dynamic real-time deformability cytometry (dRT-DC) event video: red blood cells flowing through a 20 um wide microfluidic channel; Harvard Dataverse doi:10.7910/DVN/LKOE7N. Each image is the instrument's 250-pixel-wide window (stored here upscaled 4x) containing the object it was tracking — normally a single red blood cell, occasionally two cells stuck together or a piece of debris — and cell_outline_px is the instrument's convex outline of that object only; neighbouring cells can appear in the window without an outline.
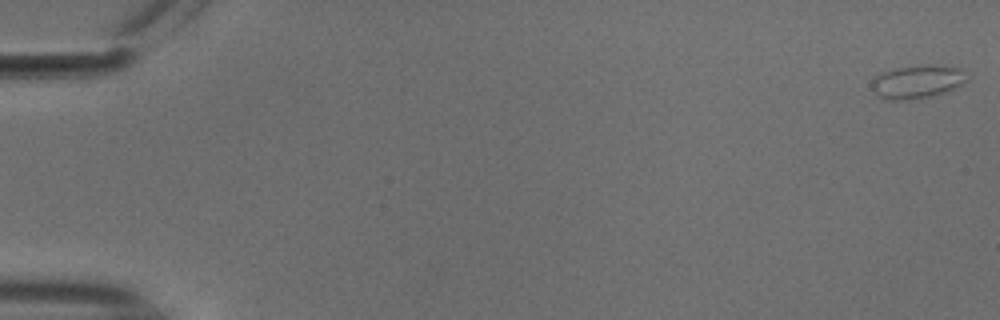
{"species": "common noctule bat (a hibernating species)", "species_latin": "Nyctalus noctula", "temperature_condition": "cold", "stored_images_in_passage": 54, "camera_frame_rate_fps": 3000, "um_per_image_px": 0.085, "animal": {"sex": "male", "body_mass_g": 18.8}, "frame": {"image": 1, "passage_image": 1, "time_ms": 0.0, "image_size_px": [1000, 320], "cell_outline_px": [[968, 80], [944, 92], [932, 96], [908, 100], [884, 100], [872, 88], [872, 80], [880, 72], [896, 68], [932, 64], [960, 68]], "centroid_in_image_um": [77.93, 6.94], "position_along_channel_um": 7.1, "area_um2": 18.26}}
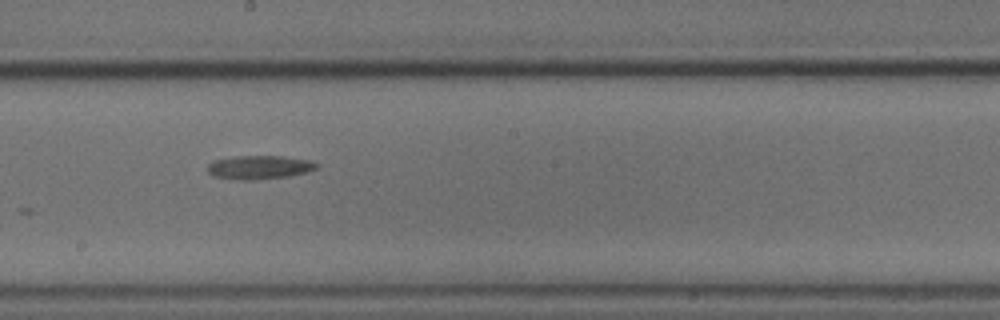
{"frame": {"image": 2, "passage_image": 31, "time_ms": 10.0, "image_size_px": [1000, 320], "cell_outline_px": [[320, 164], [316, 168], [304, 172], [288, 176], [256, 180], [240, 180], [212, 176], [208, 172], [208, 164], [212, 160], [236, 156], [280, 156], [308, 160]], "centroid_in_image_um": [21.98, 14.22], "position_along_channel_um": 226.2, "area_um2": 14.97}}
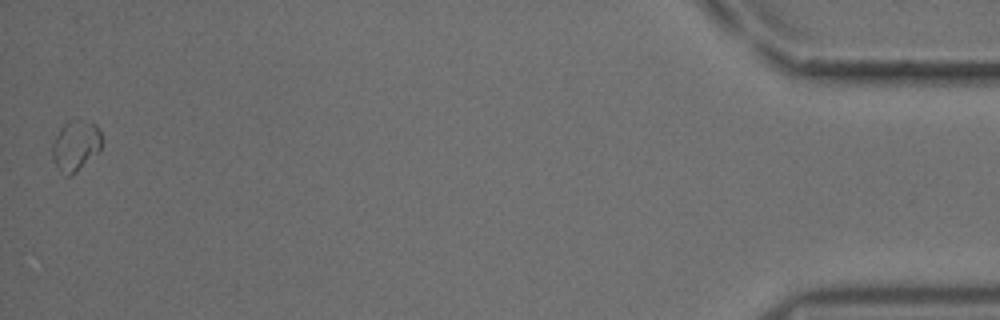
{"frame": {"image": 3, "passage_image": 54, "time_ms": 17.667, "image_size_px": [1000, 320], "cell_outline_px": [[104, 140], [100, 152], [72, 176], [68, 176], [56, 164], [52, 156], [52, 144], [60, 128], [68, 120], [92, 120], [96, 124], [104, 136]], "centroid_in_image_um": [6.51, 12.34], "position_along_channel_um": 428.7, "area_um2": 14.97}, "authors_computed_cell_mechanics": {"area_um2": 14.739, "velocity_mm_per_s": 3.7493, "shape_relaxation_time_tau1_ms": 7.0052, "shape_relaxation_time_tau2_ms": null, "deformation_change_tau1": 0.1684, "deformation_change_tau2": null}}